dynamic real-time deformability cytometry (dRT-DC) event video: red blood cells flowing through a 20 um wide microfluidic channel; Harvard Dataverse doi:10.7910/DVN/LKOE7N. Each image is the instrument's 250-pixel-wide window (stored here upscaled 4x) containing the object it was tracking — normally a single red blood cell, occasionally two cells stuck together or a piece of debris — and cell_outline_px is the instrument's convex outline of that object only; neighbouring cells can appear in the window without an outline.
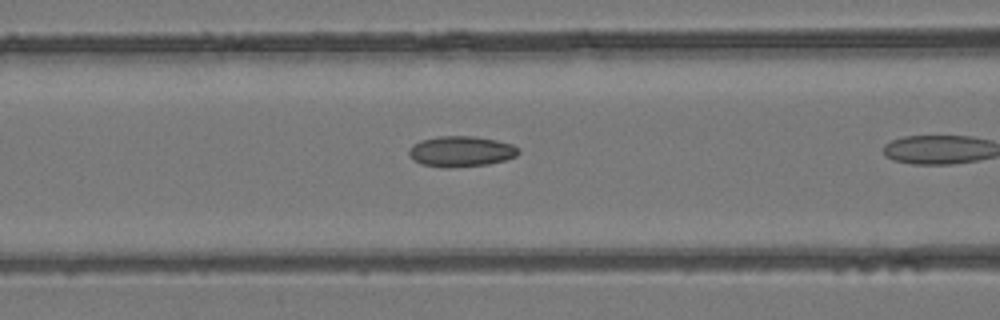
{"species": "common noctule bat (a hibernating species)", "species_latin": "Nyctalus noctula", "temperature_condition": "room temperature", "stored_images_in_passage": 5, "camera_frame_rate_fps": 3000, "um_per_image_px": 0.085, "animal": {"sex": "female", "body_mass_g": 24.6, "forearm_length_mm": 56.2}, "frame": {"image": 1, "passage_image": 4, "time_ms": 1.0, "image_size_px": [1000, 320], "cell_outline_px": [[520, 152], [516, 156], [504, 160], [488, 164], [448, 168], [420, 164], [412, 160], [408, 152], [412, 144], [420, 140], [436, 136], [476, 136], [496, 140], [512, 144], [520, 148]], "centroid_in_image_um": [39.17, 12.86], "position_along_channel_um": 127.4, "area_um2": 19.77}}